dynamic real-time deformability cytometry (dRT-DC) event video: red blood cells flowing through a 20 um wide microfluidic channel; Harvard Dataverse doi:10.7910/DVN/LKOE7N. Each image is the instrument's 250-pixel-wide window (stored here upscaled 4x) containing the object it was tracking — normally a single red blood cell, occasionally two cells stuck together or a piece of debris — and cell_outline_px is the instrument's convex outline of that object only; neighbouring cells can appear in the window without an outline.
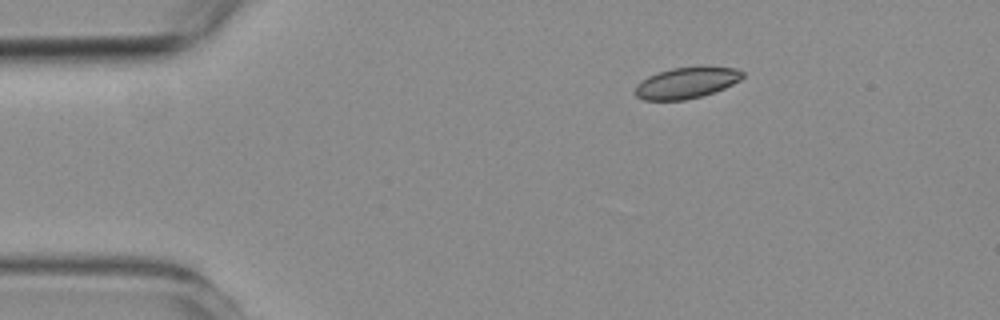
{"species": "common noctule bat (a hibernating species)", "species_latin": "Nyctalus noctula", "temperature_condition": "room temperature", "stored_images_in_passage": 47, "camera_frame_rate_fps": 3000, "um_per_image_px": 0.085, "animal": {"sex": "female", "body_mass_g": 19.3, "forearm_length_mm": 54.1}, "frame": {"image": 1, "passage_image": 1, "time_ms": 0.0, "image_size_px": [1000, 320], "cell_outline_px": [[744, 76], [740, 80], [724, 88], [700, 96], [684, 100], [644, 100], [636, 96], [636, 84], [648, 76], [672, 68], [736, 68], [744, 72]], "centroid_in_image_um": [58.33, 7.06], "position_along_channel_um": 26.7, "area_um2": 18.9}}
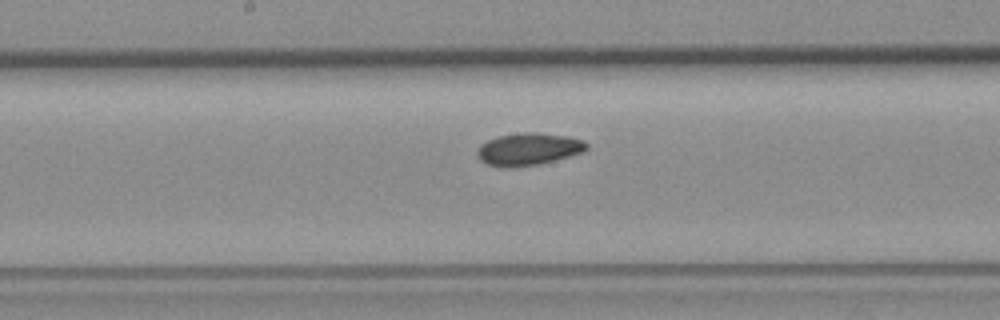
{"frame": {"image": 2, "passage_image": 20, "time_ms": 6.333, "image_size_px": [1000, 320], "cell_outline_px": [[588, 148], [584, 152], [540, 164], [512, 168], [504, 168], [488, 164], [480, 160], [476, 152], [480, 144], [496, 136], [524, 132], [536, 132], [568, 136], [584, 140], [588, 144]], "centroid_in_image_um": [44.92, 12.68], "position_along_channel_um": 203.3, "area_um2": 20.87}}
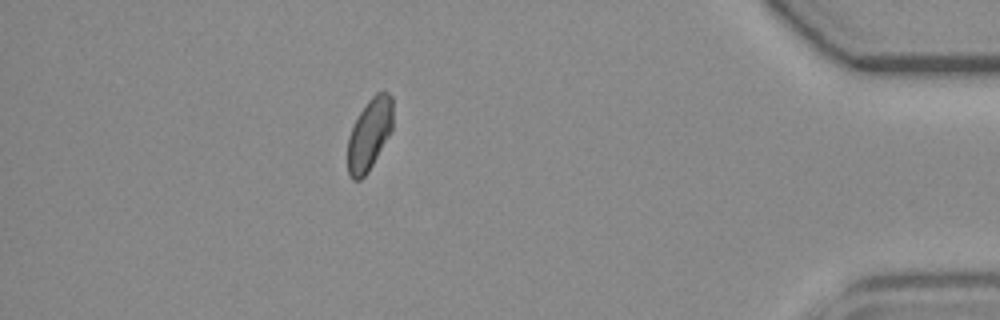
{"frame": {"image": 3, "passage_image": 40, "time_ms": 13.0, "image_size_px": [1000, 320], "cell_outline_px": [[392, 128], [388, 136], [368, 172], [360, 180], [352, 180], [348, 172], [348, 136], [360, 112], [368, 100], [376, 92], [388, 92], [392, 96]], "centroid_in_image_um": [31.39, 11.41], "position_along_channel_um": 403.8, "area_um2": 18.61}, "authors_computed_cell_mechanics": {"area_um2": 19.652, "velocity_mm_per_s": 3.7724, "shape_relaxation_time_tau1_ms": 9.2152, "shape_relaxation_time_tau2_ms": 6.1474, "deformation_change_tau1": 0.1284, "deformation_change_tau2": 0.0825}}